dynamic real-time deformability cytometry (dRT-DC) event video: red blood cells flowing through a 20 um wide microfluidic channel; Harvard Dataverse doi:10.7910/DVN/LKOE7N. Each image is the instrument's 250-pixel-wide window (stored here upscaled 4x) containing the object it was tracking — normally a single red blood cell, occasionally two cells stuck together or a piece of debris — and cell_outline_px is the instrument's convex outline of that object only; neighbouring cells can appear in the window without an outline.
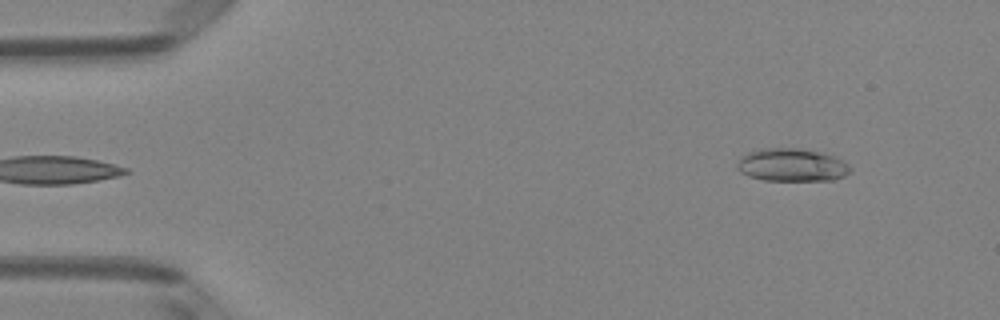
{"species": "Egyptian fruit bat (a non-hibernating species)", "species_latin": "Rousettus aegyptiacus", "temperature_condition": "room temperature", "stored_images_in_passage": 3, "camera_frame_rate_fps": 3000, "um_per_image_px": 0.085, "animal": {"sex": "female"}, "frame": {"image": 1, "passage_image": 3, "time_ms": 0.667, "image_size_px": [1000, 320], "cell_outline_px": [[852, 172], [844, 176], [832, 180], [764, 180], [748, 176], [740, 172], [736, 168], [736, 164], [740, 156], [748, 152], [760, 148], [800, 148], [824, 152], [848, 164], [852, 168]], "centroid_in_image_um": [67.28, 14.01], "position_along_channel_um": 17.7, "area_um2": 21.96}}